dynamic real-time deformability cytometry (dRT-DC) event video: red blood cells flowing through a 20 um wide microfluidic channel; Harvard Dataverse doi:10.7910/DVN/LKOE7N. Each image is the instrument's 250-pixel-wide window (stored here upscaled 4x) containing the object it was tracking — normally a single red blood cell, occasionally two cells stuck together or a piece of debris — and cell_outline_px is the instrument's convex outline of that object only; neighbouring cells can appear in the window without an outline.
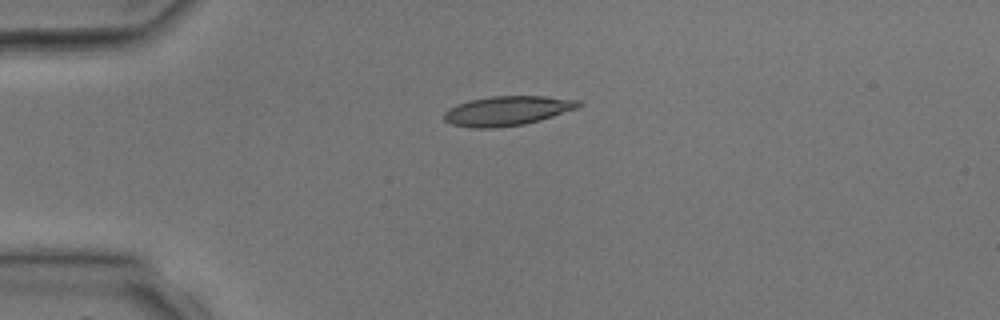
{"species": "common noctule bat (a hibernating species)", "species_latin": "Nyctalus noctula", "temperature_condition": "room temperature", "stored_images_in_passage": 3, "camera_frame_rate_fps": 3000, "um_per_image_px": 0.085, "animal": {"sex": "male", "body_mass_g": 17.9, "forearm_length_mm": 54.2}, "frame": {"image": 1, "passage_image": 3, "time_ms": 3.0, "image_size_px": [1000, 320], "cell_outline_px": [[584, 104], [576, 108], [540, 120], [524, 124], [496, 128], [472, 128], [452, 124], [444, 120], [444, 112], [448, 108], [456, 104], [472, 100], [492, 96], [544, 96], [580, 100]], "centroid_in_image_um": [43.1, 9.42], "position_along_channel_um": 41.9, "area_um2": 23.06}}